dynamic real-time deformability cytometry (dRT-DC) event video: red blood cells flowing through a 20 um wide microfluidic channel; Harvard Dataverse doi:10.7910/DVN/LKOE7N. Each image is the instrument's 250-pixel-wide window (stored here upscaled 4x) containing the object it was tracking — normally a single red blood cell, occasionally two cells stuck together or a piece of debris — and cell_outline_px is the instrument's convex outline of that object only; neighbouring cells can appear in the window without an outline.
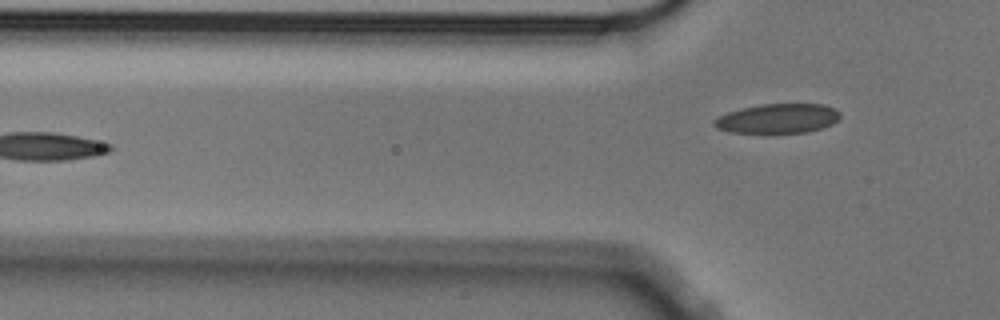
{"species": "Egyptian fruit bat (a non-hibernating species)", "species_latin": "Rousettus aegyptiacus", "temperature_condition": "cold", "stored_images_in_passage": 5, "camera_frame_rate_fps": 3000, "um_per_image_px": 0.085, "animal": {"sex": "male"}, "frame": {"image": 1, "passage_image": 5, "time_ms": 1.333, "image_size_px": [1000, 320], "cell_outline_px": [[840, 116], [832, 124], [808, 132], [772, 136], [732, 132], [716, 128], [712, 124], [712, 120], [728, 112], [740, 108], [760, 104], [824, 104], [836, 108], [840, 112]], "centroid_in_image_um": [66.08, 10.12], "position_along_channel_um": 59.7, "area_um2": 22.66}}